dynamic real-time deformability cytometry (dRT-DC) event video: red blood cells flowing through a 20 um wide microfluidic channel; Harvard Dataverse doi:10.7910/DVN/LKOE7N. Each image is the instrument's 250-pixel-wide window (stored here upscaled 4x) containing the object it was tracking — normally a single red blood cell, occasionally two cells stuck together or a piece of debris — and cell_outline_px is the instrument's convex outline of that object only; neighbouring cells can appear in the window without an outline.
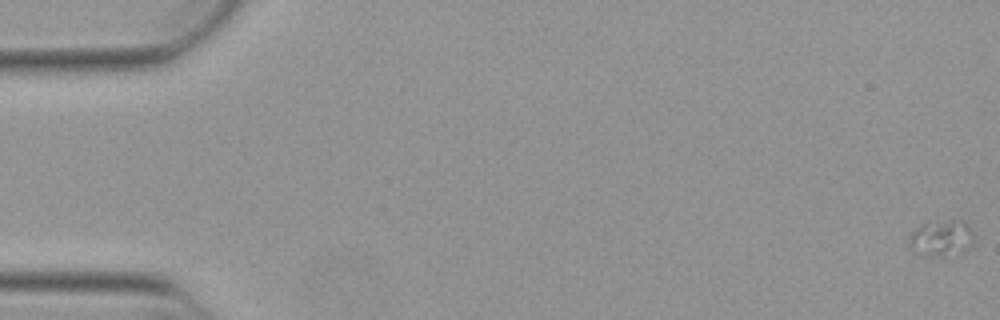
{"species": "Egyptian fruit bat (a non-hibernating species)", "species_latin": "Rousettus aegyptiacus", "temperature_condition": "warm", "stored_images_in_passage": 54, "camera_frame_rate_fps": 3000, "um_per_image_px": 0.085, "animal": {"sex": "female"}, "frame": {"image": 1, "passage_image": 1, "time_ms": 0.0, "image_size_px": [1000, 320], "cell_outline_px": [[972, 240], [968, 248], [960, 252], [924, 256], [912, 252], [908, 244], [908, 236], [916, 228], [924, 224], [948, 220], [964, 220], [968, 224], [972, 232]], "centroid_in_image_um": [79.96, 20.23], "position_along_channel_um": 5.0, "area_um2": 13.35}}